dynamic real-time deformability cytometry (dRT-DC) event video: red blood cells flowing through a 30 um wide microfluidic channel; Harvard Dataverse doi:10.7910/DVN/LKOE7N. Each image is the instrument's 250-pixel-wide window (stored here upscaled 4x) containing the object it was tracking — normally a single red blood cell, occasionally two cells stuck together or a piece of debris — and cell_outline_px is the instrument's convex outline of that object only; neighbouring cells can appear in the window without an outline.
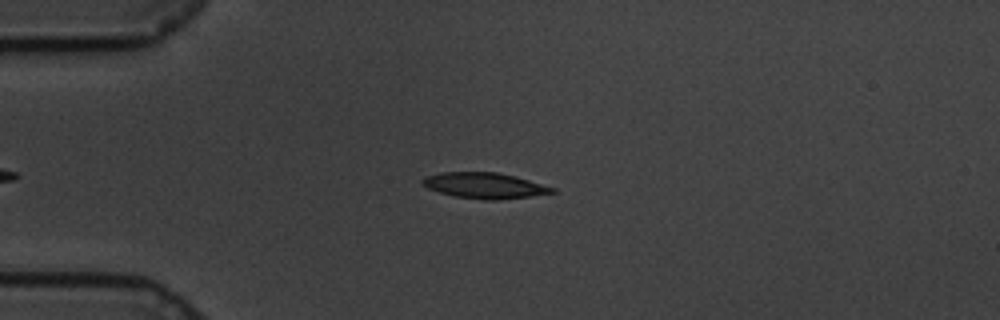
{"species": "common noctule bat (a hibernating species)", "species_latin": "Nyctalus noctula", "temperature_condition": "cold", "stored_images_in_passage": 45, "camera_frame_rate_fps": 3000, "um_per_image_px": 0.085, "animal": {"sex": "male", "body_mass_g": 19.5, "forearm_length_mm": 54.6}, "frame": {"image": 1, "passage_image": 5, "time_ms": 1.333, "image_size_px": [1000, 320], "cell_outline_px": [[556, 192], [500, 200], [484, 200], [456, 196], [440, 192], [428, 188], [420, 184], [420, 180], [424, 176], [440, 172], [496, 172], [528, 180], [556, 188]], "centroid_in_image_um": [41.13, 15.77], "position_along_channel_um": 43.9, "area_um2": 19.36}}
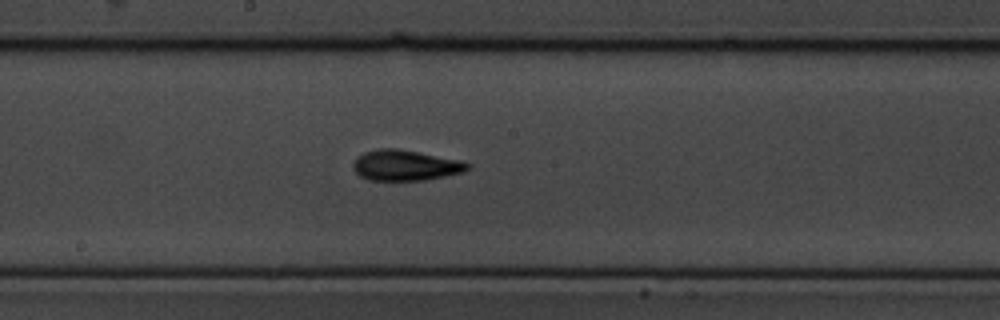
{"frame": {"image": 2, "passage_image": 22, "time_ms": 7.0, "image_size_px": [1000, 320], "cell_outline_px": [[472, 164], [464, 172], [424, 180], [368, 180], [360, 176], [352, 168], [352, 164], [364, 152], [380, 148], [396, 148], [460, 160]], "centroid_in_image_um": [34.46, 14.05], "position_along_channel_um": 213.7, "area_um2": 20.23}}
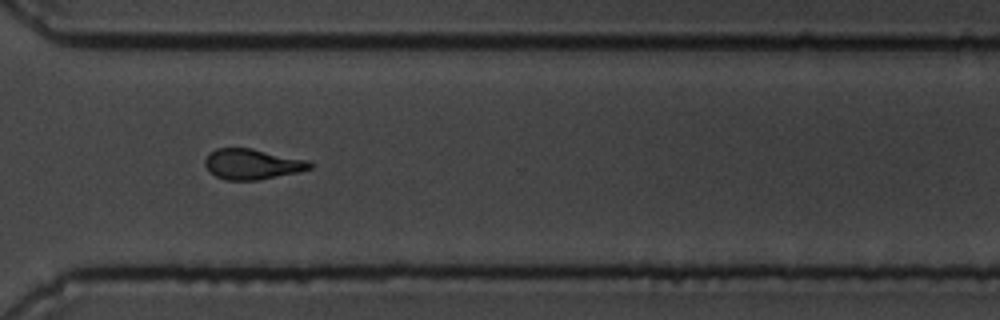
{"frame": {"image": 3, "passage_image": 34, "time_ms": 11.0, "image_size_px": [1000, 320], "cell_outline_px": [[312, 168], [300, 172], [256, 180], [224, 180], [208, 172], [204, 164], [204, 160], [208, 152], [216, 148], [252, 148], [308, 160], [312, 164]], "centroid_in_image_um": [21.4, 13.95], "position_along_channel_um": 349.2, "area_um2": 18.84}, "authors_computed_cell_mechanics": {"area_um2": 19.0162, "velocity_mm_per_s": 3.3908, "shape_relaxation_time_tau1_ms": 3.941, "shape_relaxation_time_tau2_ms": 3.4942, "deformation_change_tau1": 0.1459, "deformation_change_tau2": 0.1123}}